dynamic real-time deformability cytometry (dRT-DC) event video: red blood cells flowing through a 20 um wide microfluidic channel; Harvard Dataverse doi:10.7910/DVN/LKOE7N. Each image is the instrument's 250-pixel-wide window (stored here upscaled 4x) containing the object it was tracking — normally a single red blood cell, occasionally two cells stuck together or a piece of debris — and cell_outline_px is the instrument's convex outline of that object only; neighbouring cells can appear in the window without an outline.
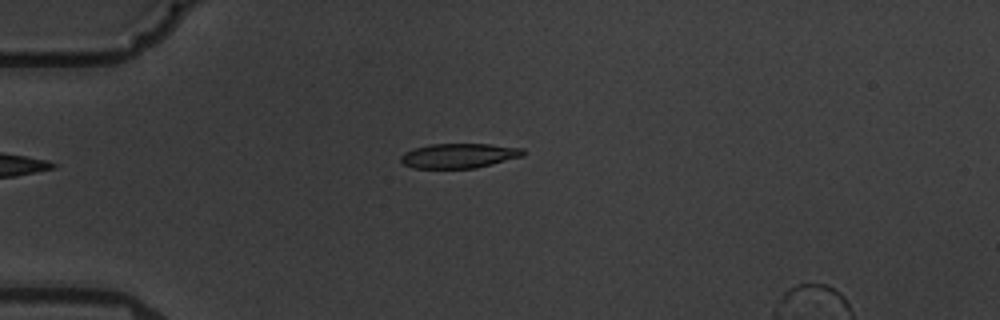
{"species": "common noctule bat (a hibernating species)", "species_latin": "Nyctalus noctula", "temperature_condition": "warm", "stored_images_in_passage": 4, "camera_frame_rate_fps": 3000, "um_per_image_px": 0.085, "animal": {"sex": "male", "body_mass_g": 19.5, "forearm_length_mm": 54.6}, "frame": {"image": 1, "passage_image": 4, "time_ms": 3.333, "image_size_px": [1000, 320], "cell_outline_px": [[524, 156], [476, 168], [412, 168], [404, 164], [400, 160], [400, 156], [404, 152], [412, 148], [432, 144], [488, 144], [524, 148]], "centroid_in_image_um": [39.0, 13.23], "position_along_channel_um": 46.0, "area_um2": 17.69}}